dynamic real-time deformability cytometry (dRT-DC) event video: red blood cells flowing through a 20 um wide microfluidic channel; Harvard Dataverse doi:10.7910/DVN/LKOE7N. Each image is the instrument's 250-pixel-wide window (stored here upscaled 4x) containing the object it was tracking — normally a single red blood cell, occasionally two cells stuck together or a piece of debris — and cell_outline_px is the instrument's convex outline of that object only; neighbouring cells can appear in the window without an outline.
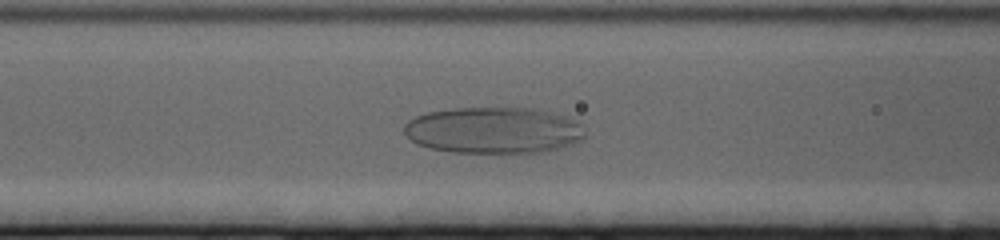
{"species": "human", "species_latin": "Homo sapiens", "temperature_condition": "cold", "stored_images_in_passage": 65, "camera_frame_rate_fps": 3000, "um_per_image_px": 0.085, "donor": {"sex": "female"}, "frame": {"image": 1, "passage_image": 26, "time_ms": 8.333, "image_size_px": [1000, 240], "cell_outline_px": [[584, 136], [580, 140], [572, 144], [544, 152], [452, 152], [432, 148], [416, 144], [404, 132], [404, 124], [408, 120], [416, 116], [428, 112], [452, 108], [536, 108], [568, 116], [576, 120], [580, 124]], "centroid_in_image_um": [41.95, 11.06], "position_along_channel_um": 124.7, "area_um2": 48.84}}
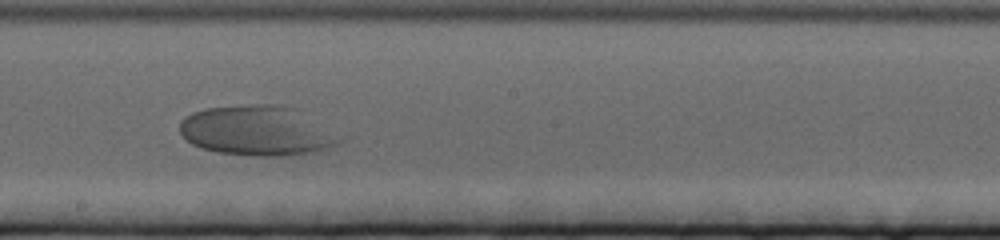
{"frame": {"image": 2, "passage_image": 36, "time_ms": 11.667, "image_size_px": [1000, 240], "cell_outline_px": [[348, 136], [344, 140], [328, 148], [312, 152], [292, 156], [252, 156], [216, 152], [200, 148], [184, 140], [180, 132], [180, 120], [184, 116], [192, 112], [204, 108], [256, 104], [276, 104], [300, 108]], "centroid_in_image_um": [21.97, 11.1], "position_along_channel_um": 226.2, "area_um2": 48.21}}
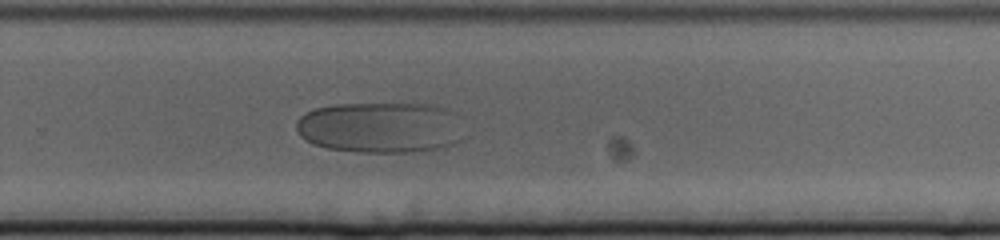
{"frame": {"image": 3, "passage_image": 43, "time_ms": 14.0, "image_size_px": [1000, 240], "cell_outline_px": [[460, 140], [452, 144], [440, 148], [412, 152], [356, 152], [328, 148], [312, 144], [300, 136], [296, 128], [296, 124], [300, 116], [316, 108], [336, 104], [432, 104], [448, 108], [456, 112]], "centroid_in_image_um": [32.31, 10.83], "position_along_channel_um": 297.5, "area_um2": 49.77}}